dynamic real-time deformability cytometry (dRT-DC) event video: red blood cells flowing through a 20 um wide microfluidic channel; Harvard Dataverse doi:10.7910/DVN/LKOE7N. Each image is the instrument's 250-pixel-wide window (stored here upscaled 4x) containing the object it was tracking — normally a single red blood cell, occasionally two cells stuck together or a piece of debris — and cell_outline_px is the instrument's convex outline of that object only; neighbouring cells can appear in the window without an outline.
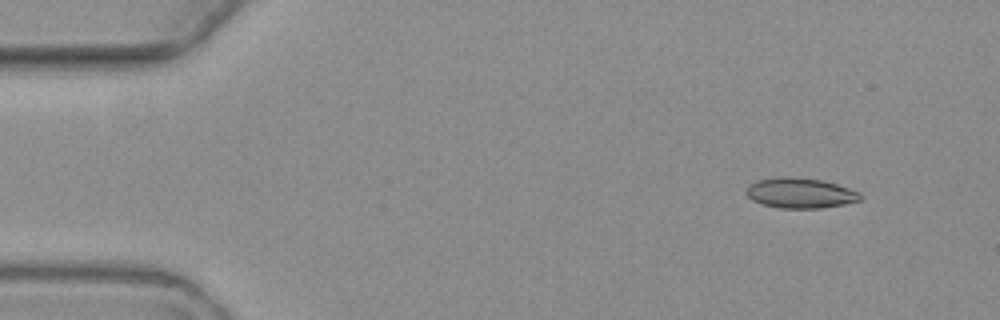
{"species": "common noctule bat (a hibernating species)", "species_latin": "Nyctalus noctula", "temperature_condition": "warm", "stored_images_in_passage": 4, "segment_of_instrument_passage": [1, 2], "camera_frame_rate_fps": 3000, "um_per_image_px": 0.085, "animal": {"sex": "female", "body_mass_g": 19.3, "forearm_length_mm": 54.1}, "frame": {"image": 1, "passage_image": 1, "time_ms": 0.0, "image_size_px": [1000, 320], "cell_outline_px": [[864, 196], [860, 200], [844, 204], [820, 208], [780, 208], [760, 204], [752, 200], [744, 192], [748, 184], [756, 180], [780, 176], [792, 176], [820, 180], [836, 184], [860, 192]], "centroid_in_image_um": [67.98, 16.4], "position_along_channel_um": 17.0, "area_um2": 20.35}}
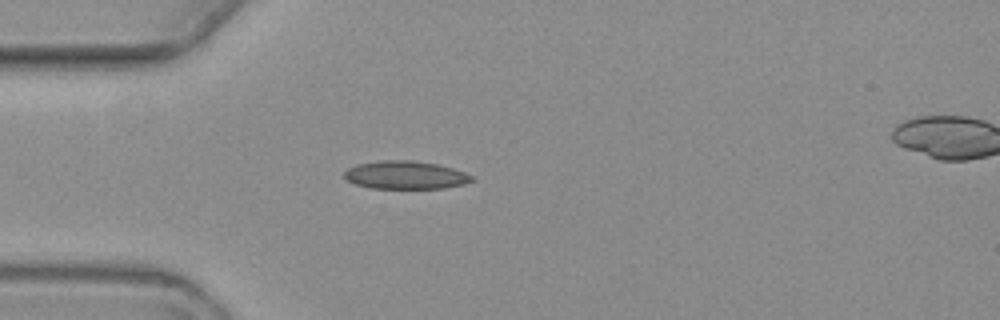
{"frame": {"image": 2, "passage_image": 3, "time_ms": 3.333, "image_size_px": [1000, 320], "cell_outline_px": [[472, 180], [464, 184], [444, 188], [372, 188], [356, 184], [348, 180], [344, 176], [344, 172], [348, 168], [356, 164], [380, 160], [412, 160], [440, 164], [464, 172], [472, 176]], "centroid_in_image_um": [34.45, 14.86], "position_along_channel_um": 50.5, "area_um2": 20.81}}